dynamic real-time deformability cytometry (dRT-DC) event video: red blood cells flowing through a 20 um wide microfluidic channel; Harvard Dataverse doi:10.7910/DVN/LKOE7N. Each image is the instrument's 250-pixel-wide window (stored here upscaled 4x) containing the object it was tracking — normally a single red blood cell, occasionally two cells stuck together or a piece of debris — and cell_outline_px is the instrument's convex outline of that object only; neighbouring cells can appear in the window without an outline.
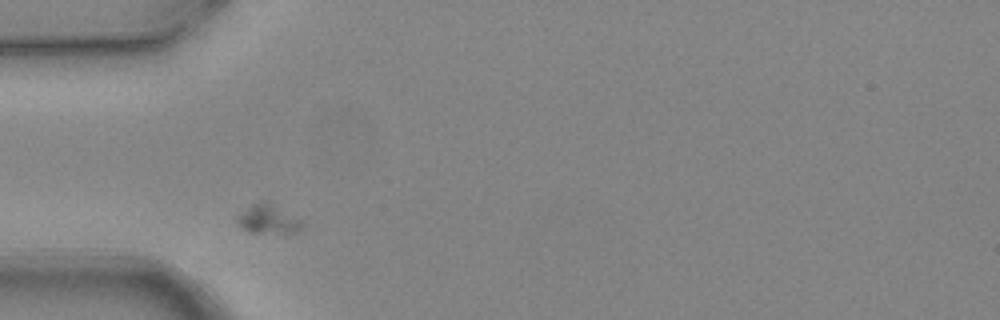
{"species": "common noctule bat (a hibernating species)", "species_latin": "Nyctalus noctula", "temperature_condition": "warm", "stored_images_in_passage": 2, "camera_frame_rate_fps": 3000, "um_per_image_px": 0.085, "animal": {"sex": "female", "body_mass_g": 24.6, "forearm_length_mm": 56.2}, "frame": {"image": 1, "passage_image": 1, "time_ms": 0.0, "image_size_px": [1000, 320], "cell_outline_px": [[304, 224], [296, 232], [248, 232], [236, 220], [236, 216], [252, 204], [260, 200], [268, 200], [300, 220]], "centroid_in_image_um": [22.77, 18.59], "position_along_channel_um": 62.2, "area_um2": 10.75}}